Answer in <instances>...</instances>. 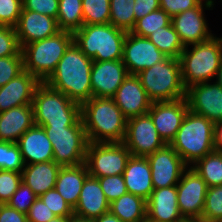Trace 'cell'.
<instances>
[{"mask_svg":"<svg viewBox=\"0 0 222 222\" xmlns=\"http://www.w3.org/2000/svg\"><path fill=\"white\" fill-rule=\"evenodd\" d=\"M59 0H22V9L50 16L57 20Z\"/></svg>","mask_w":222,"mask_h":222,"instance_id":"45","label":"cell"},{"mask_svg":"<svg viewBox=\"0 0 222 222\" xmlns=\"http://www.w3.org/2000/svg\"><path fill=\"white\" fill-rule=\"evenodd\" d=\"M44 204L56 215V217H71L72 207L65 201L60 193L54 188L39 196Z\"/></svg>","mask_w":222,"mask_h":222,"instance_id":"41","label":"cell"},{"mask_svg":"<svg viewBox=\"0 0 222 222\" xmlns=\"http://www.w3.org/2000/svg\"><path fill=\"white\" fill-rule=\"evenodd\" d=\"M160 9L164 10L171 18L181 12L196 7L198 0H159Z\"/></svg>","mask_w":222,"mask_h":222,"instance_id":"47","label":"cell"},{"mask_svg":"<svg viewBox=\"0 0 222 222\" xmlns=\"http://www.w3.org/2000/svg\"><path fill=\"white\" fill-rule=\"evenodd\" d=\"M24 167L18 144L0 141V170L22 172Z\"/></svg>","mask_w":222,"mask_h":222,"instance_id":"37","label":"cell"},{"mask_svg":"<svg viewBox=\"0 0 222 222\" xmlns=\"http://www.w3.org/2000/svg\"><path fill=\"white\" fill-rule=\"evenodd\" d=\"M201 222H222V185L208 187Z\"/></svg>","mask_w":222,"mask_h":222,"instance_id":"36","label":"cell"},{"mask_svg":"<svg viewBox=\"0 0 222 222\" xmlns=\"http://www.w3.org/2000/svg\"><path fill=\"white\" fill-rule=\"evenodd\" d=\"M122 175L128 193L140 196L146 201L150 198L154 187L147 157L131 155Z\"/></svg>","mask_w":222,"mask_h":222,"instance_id":"25","label":"cell"},{"mask_svg":"<svg viewBox=\"0 0 222 222\" xmlns=\"http://www.w3.org/2000/svg\"><path fill=\"white\" fill-rule=\"evenodd\" d=\"M22 182V172L0 170V204H7Z\"/></svg>","mask_w":222,"mask_h":222,"instance_id":"39","label":"cell"},{"mask_svg":"<svg viewBox=\"0 0 222 222\" xmlns=\"http://www.w3.org/2000/svg\"><path fill=\"white\" fill-rule=\"evenodd\" d=\"M61 167L54 161L25 165L22 170V182L29 186L39 197L48 190L55 188Z\"/></svg>","mask_w":222,"mask_h":222,"instance_id":"27","label":"cell"},{"mask_svg":"<svg viewBox=\"0 0 222 222\" xmlns=\"http://www.w3.org/2000/svg\"><path fill=\"white\" fill-rule=\"evenodd\" d=\"M177 187L178 208L182 217L188 221L201 222L208 186L192 169L187 167L181 175Z\"/></svg>","mask_w":222,"mask_h":222,"instance_id":"11","label":"cell"},{"mask_svg":"<svg viewBox=\"0 0 222 222\" xmlns=\"http://www.w3.org/2000/svg\"><path fill=\"white\" fill-rule=\"evenodd\" d=\"M83 25L110 23V0H82Z\"/></svg>","mask_w":222,"mask_h":222,"instance_id":"35","label":"cell"},{"mask_svg":"<svg viewBox=\"0 0 222 222\" xmlns=\"http://www.w3.org/2000/svg\"><path fill=\"white\" fill-rule=\"evenodd\" d=\"M213 9L209 5L199 3L196 7L172 17L171 23L184 47L205 42L215 35L210 30L205 16V10Z\"/></svg>","mask_w":222,"mask_h":222,"instance_id":"13","label":"cell"},{"mask_svg":"<svg viewBox=\"0 0 222 222\" xmlns=\"http://www.w3.org/2000/svg\"><path fill=\"white\" fill-rule=\"evenodd\" d=\"M109 211L122 222H145L147 201L140 196L126 193L110 203Z\"/></svg>","mask_w":222,"mask_h":222,"instance_id":"29","label":"cell"},{"mask_svg":"<svg viewBox=\"0 0 222 222\" xmlns=\"http://www.w3.org/2000/svg\"><path fill=\"white\" fill-rule=\"evenodd\" d=\"M28 222H48L56 215L47 207L46 204L37 197L30 209L26 213Z\"/></svg>","mask_w":222,"mask_h":222,"instance_id":"46","label":"cell"},{"mask_svg":"<svg viewBox=\"0 0 222 222\" xmlns=\"http://www.w3.org/2000/svg\"><path fill=\"white\" fill-rule=\"evenodd\" d=\"M160 8L159 0H135L134 13L136 21Z\"/></svg>","mask_w":222,"mask_h":222,"instance_id":"48","label":"cell"},{"mask_svg":"<svg viewBox=\"0 0 222 222\" xmlns=\"http://www.w3.org/2000/svg\"><path fill=\"white\" fill-rule=\"evenodd\" d=\"M191 167L208 187L222 185V152L214 150Z\"/></svg>","mask_w":222,"mask_h":222,"instance_id":"30","label":"cell"},{"mask_svg":"<svg viewBox=\"0 0 222 222\" xmlns=\"http://www.w3.org/2000/svg\"><path fill=\"white\" fill-rule=\"evenodd\" d=\"M112 98L127 119L147 114L153 103L139 77L131 74L124 79Z\"/></svg>","mask_w":222,"mask_h":222,"instance_id":"19","label":"cell"},{"mask_svg":"<svg viewBox=\"0 0 222 222\" xmlns=\"http://www.w3.org/2000/svg\"><path fill=\"white\" fill-rule=\"evenodd\" d=\"M188 109L214 124L222 121V88L213 80L186 89Z\"/></svg>","mask_w":222,"mask_h":222,"instance_id":"16","label":"cell"},{"mask_svg":"<svg viewBox=\"0 0 222 222\" xmlns=\"http://www.w3.org/2000/svg\"><path fill=\"white\" fill-rule=\"evenodd\" d=\"M188 110L186 98H181L174 101L153 102L147 113L153 120L160 138L165 144H170Z\"/></svg>","mask_w":222,"mask_h":222,"instance_id":"17","label":"cell"},{"mask_svg":"<svg viewBox=\"0 0 222 222\" xmlns=\"http://www.w3.org/2000/svg\"><path fill=\"white\" fill-rule=\"evenodd\" d=\"M147 160L151 168L154 189L177 185L188 167L169 144L148 155Z\"/></svg>","mask_w":222,"mask_h":222,"instance_id":"14","label":"cell"},{"mask_svg":"<svg viewBox=\"0 0 222 222\" xmlns=\"http://www.w3.org/2000/svg\"><path fill=\"white\" fill-rule=\"evenodd\" d=\"M38 196L27 186L21 182L17 191L12 195L7 205L20 212L27 213L31 205L34 203Z\"/></svg>","mask_w":222,"mask_h":222,"instance_id":"43","label":"cell"},{"mask_svg":"<svg viewBox=\"0 0 222 222\" xmlns=\"http://www.w3.org/2000/svg\"><path fill=\"white\" fill-rule=\"evenodd\" d=\"M22 10V0H0V25L15 27Z\"/></svg>","mask_w":222,"mask_h":222,"instance_id":"44","label":"cell"},{"mask_svg":"<svg viewBox=\"0 0 222 222\" xmlns=\"http://www.w3.org/2000/svg\"><path fill=\"white\" fill-rule=\"evenodd\" d=\"M185 47L179 61L185 89L215 80L222 61V36Z\"/></svg>","mask_w":222,"mask_h":222,"instance_id":"4","label":"cell"},{"mask_svg":"<svg viewBox=\"0 0 222 222\" xmlns=\"http://www.w3.org/2000/svg\"><path fill=\"white\" fill-rule=\"evenodd\" d=\"M59 30L74 33L83 26L82 0H59Z\"/></svg>","mask_w":222,"mask_h":222,"instance_id":"31","label":"cell"},{"mask_svg":"<svg viewBox=\"0 0 222 222\" xmlns=\"http://www.w3.org/2000/svg\"><path fill=\"white\" fill-rule=\"evenodd\" d=\"M130 157L122 142L88 143L85 164L94 178L122 175Z\"/></svg>","mask_w":222,"mask_h":222,"instance_id":"10","label":"cell"},{"mask_svg":"<svg viewBox=\"0 0 222 222\" xmlns=\"http://www.w3.org/2000/svg\"><path fill=\"white\" fill-rule=\"evenodd\" d=\"M127 76L122 60L93 61L90 75L92 97L112 98Z\"/></svg>","mask_w":222,"mask_h":222,"instance_id":"18","label":"cell"},{"mask_svg":"<svg viewBox=\"0 0 222 222\" xmlns=\"http://www.w3.org/2000/svg\"><path fill=\"white\" fill-rule=\"evenodd\" d=\"M214 149L222 152V121L215 123L214 126Z\"/></svg>","mask_w":222,"mask_h":222,"instance_id":"50","label":"cell"},{"mask_svg":"<svg viewBox=\"0 0 222 222\" xmlns=\"http://www.w3.org/2000/svg\"><path fill=\"white\" fill-rule=\"evenodd\" d=\"M135 0H110V24L131 32L136 24Z\"/></svg>","mask_w":222,"mask_h":222,"instance_id":"33","label":"cell"},{"mask_svg":"<svg viewBox=\"0 0 222 222\" xmlns=\"http://www.w3.org/2000/svg\"><path fill=\"white\" fill-rule=\"evenodd\" d=\"M92 63L93 60L88 58L73 42L45 83L82 105L92 98L90 81Z\"/></svg>","mask_w":222,"mask_h":222,"instance_id":"1","label":"cell"},{"mask_svg":"<svg viewBox=\"0 0 222 222\" xmlns=\"http://www.w3.org/2000/svg\"><path fill=\"white\" fill-rule=\"evenodd\" d=\"M215 78L216 83L222 88V61Z\"/></svg>","mask_w":222,"mask_h":222,"instance_id":"53","label":"cell"},{"mask_svg":"<svg viewBox=\"0 0 222 222\" xmlns=\"http://www.w3.org/2000/svg\"><path fill=\"white\" fill-rule=\"evenodd\" d=\"M198 1H199L200 3L209 5V6H211V7L214 8V5H215L214 1H215V0H198Z\"/></svg>","mask_w":222,"mask_h":222,"instance_id":"55","label":"cell"},{"mask_svg":"<svg viewBox=\"0 0 222 222\" xmlns=\"http://www.w3.org/2000/svg\"><path fill=\"white\" fill-rule=\"evenodd\" d=\"M126 35L110 23L83 25L73 33V42L93 61L122 60Z\"/></svg>","mask_w":222,"mask_h":222,"instance_id":"6","label":"cell"},{"mask_svg":"<svg viewBox=\"0 0 222 222\" xmlns=\"http://www.w3.org/2000/svg\"><path fill=\"white\" fill-rule=\"evenodd\" d=\"M0 222H28L26 213L20 212L7 204H0Z\"/></svg>","mask_w":222,"mask_h":222,"instance_id":"49","label":"cell"},{"mask_svg":"<svg viewBox=\"0 0 222 222\" xmlns=\"http://www.w3.org/2000/svg\"><path fill=\"white\" fill-rule=\"evenodd\" d=\"M35 125L41 127L74 126L81 119V105L65 94L41 82L33 96Z\"/></svg>","mask_w":222,"mask_h":222,"instance_id":"5","label":"cell"},{"mask_svg":"<svg viewBox=\"0 0 222 222\" xmlns=\"http://www.w3.org/2000/svg\"><path fill=\"white\" fill-rule=\"evenodd\" d=\"M95 222H122L117 216L110 211L94 219Z\"/></svg>","mask_w":222,"mask_h":222,"instance_id":"51","label":"cell"},{"mask_svg":"<svg viewBox=\"0 0 222 222\" xmlns=\"http://www.w3.org/2000/svg\"><path fill=\"white\" fill-rule=\"evenodd\" d=\"M147 220L153 222H187L178 208L176 185L152 191L147 200Z\"/></svg>","mask_w":222,"mask_h":222,"instance_id":"22","label":"cell"},{"mask_svg":"<svg viewBox=\"0 0 222 222\" xmlns=\"http://www.w3.org/2000/svg\"><path fill=\"white\" fill-rule=\"evenodd\" d=\"M89 176L85 163L78 166L61 167L56 179L55 189L74 209L85 179Z\"/></svg>","mask_w":222,"mask_h":222,"instance_id":"28","label":"cell"},{"mask_svg":"<svg viewBox=\"0 0 222 222\" xmlns=\"http://www.w3.org/2000/svg\"><path fill=\"white\" fill-rule=\"evenodd\" d=\"M172 18L162 9L155 10L136 21L131 33L148 38L152 32H156L171 24Z\"/></svg>","mask_w":222,"mask_h":222,"instance_id":"34","label":"cell"},{"mask_svg":"<svg viewBox=\"0 0 222 222\" xmlns=\"http://www.w3.org/2000/svg\"><path fill=\"white\" fill-rule=\"evenodd\" d=\"M88 143L123 142L127 118L113 98L92 97L81 105Z\"/></svg>","mask_w":222,"mask_h":222,"instance_id":"2","label":"cell"},{"mask_svg":"<svg viewBox=\"0 0 222 222\" xmlns=\"http://www.w3.org/2000/svg\"><path fill=\"white\" fill-rule=\"evenodd\" d=\"M69 222H95V221L94 219L82 218L73 214L71 217H69Z\"/></svg>","mask_w":222,"mask_h":222,"instance_id":"52","label":"cell"},{"mask_svg":"<svg viewBox=\"0 0 222 222\" xmlns=\"http://www.w3.org/2000/svg\"><path fill=\"white\" fill-rule=\"evenodd\" d=\"M24 70L22 51L15 56L0 58V87L7 84Z\"/></svg>","mask_w":222,"mask_h":222,"instance_id":"38","label":"cell"},{"mask_svg":"<svg viewBox=\"0 0 222 222\" xmlns=\"http://www.w3.org/2000/svg\"><path fill=\"white\" fill-rule=\"evenodd\" d=\"M21 50L15 27L0 25V58L18 55Z\"/></svg>","mask_w":222,"mask_h":222,"instance_id":"40","label":"cell"},{"mask_svg":"<svg viewBox=\"0 0 222 222\" xmlns=\"http://www.w3.org/2000/svg\"><path fill=\"white\" fill-rule=\"evenodd\" d=\"M15 30L21 49L60 31L55 18L25 9L21 10Z\"/></svg>","mask_w":222,"mask_h":222,"instance_id":"20","label":"cell"},{"mask_svg":"<svg viewBox=\"0 0 222 222\" xmlns=\"http://www.w3.org/2000/svg\"><path fill=\"white\" fill-rule=\"evenodd\" d=\"M110 203L101 189L99 180L90 175L85 179L74 215L95 219L109 212Z\"/></svg>","mask_w":222,"mask_h":222,"instance_id":"24","label":"cell"},{"mask_svg":"<svg viewBox=\"0 0 222 222\" xmlns=\"http://www.w3.org/2000/svg\"><path fill=\"white\" fill-rule=\"evenodd\" d=\"M148 39L167 57L179 59L185 49L172 23L152 32Z\"/></svg>","mask_w":222,"mask_h":222,"instance_id":"32","label":"cell"},{"mask_svg":"<svg viewBox=\"0 0 222 222\" xmlns=\"http://www.w3.org/2000/svg\"><path fill=\"white\" fill-rule=\"evenodd\" d=\"M152 102L185 98L179 59L166 57L163 61L137 74Z\"/></svg>","mask_w":222,"mask_h":222,"instance_id":"8","label":"cell"},{"mask_svg":"<svg viewBox=\"0 0 222 222\" xmlns=\"http://www.w3.org/2000/svg\"><path fill=\"white\" fill-rule=\"evenodd\" d=\"M48 222H69V217H55Z\"/></svg>","mask_w":222,"mask_h":222,"instance_id":"54","label":"cell"},{"mask_svg":"<svg viewBox=\"0 0 222 222\" xmlns=\"http://www.w3.org/2000/svg\"><path fill=\"white\" fill-rule=\"evenodd\" d=\"M122 143L132 156L142 157L153 154L165 145L148 113L127 119L126 133Z\"/></svg>","mask_w":222,"mask_h":222,"instance_id":"12","label":"cell"},{"mask_svg":"<svg viewBox=\"0 0 222 222\" xmlns=\"http://www.w3.org/2000/svg\"><path fill=\"white\" fill-rule=\"evenodd\" d=\"M43 128L52 143L56 164L66 167L85 163L88 141L82 119L74 126Z\"/></svg>","mask_w":222,"mask_h":222,"instance_id":"9","label":"cell"},{"mask_svg":"<svg viewBox=\"0 0 222 222\" xmlns=\"http://www.w3.org/2000/svg\"><path fill=\"white\" fill-rule=\"evenodd\" d=\"M166 57L148 38L127 32L122 61L128 74L137 75L163 61Z\"/></svg>","mask_w":222,"mask_h":222,"instance_id":"15","label":"cell"},{"mask_svg":"<svg viewBox=\"0 0 222 222\" xmlns=\"http://www.w3.org/2000/svg\"><path fill=\"white\" fill-rule=\"evenodd\" d=\"M40 83L35 76L23 70L0 87V113L19 106L32 105L34 92Z\"/></svg>","mask_w":222,"mask_h":222,"instance_id":"21","label":"cell"},{"mask_svg":"<svg viewBox=\"0 0 222 222\" xmlns=\"http://www.w3.org/2000/svg\"><path fill=\"white\" fill-rule=\"evenodd\" d=\"M109 203L128 193L123 175L97 178Z\"/></svg>","mask_w":222,"mask_h":222,"instance_id":"42","label":"cell"},{"mask_svg":"<svg viewBox=\"0 0 222 222\" xmlns=\"http://www.w3.org/2000/svg\"><path fill=\"white\" fill-rule=\"evenodd\" d=\"M215 124L206 117L188 110L170 146L183 162L191 167L196 161L214 151Z\"/></svg>","mask_w":222,"mask_h":222,"instance_id":"3","label":"cell"},{"mask_svg":"<svg viewBox=\"0 0 222 222\" xmlns=\"http://www.w3.org/2000/svg\"><path fill=\"white\" fill-rule=\"evenodd\" d=\"M72 43L73 33L60 30L53 36L26 44L21 50L24 70L45 82Z\"/></svg>","mask_w":222,"mask_h":222,"instance_id":"7","label":"cell"},{"mask_svg":"<svg viewBox=\"0 0 222 222\" xmlns=\"http://www.w3.org/2000/svg\"><path fill=\"white\" fill-rule=\"evenodd\" d=\"M25 165L53 161V147L43 127L34 125L17 142Z\"/></svg>","mask_w":222,"mask_h":222,"instance_id":"23","label":"cell"},{"mask_svg":"<svg viewBox=\"0 0 222 222\" xmlns=\"http://www.w3.org/2000/svg\"><path fill=\"white\" fill-rule=\"evenodd\" d=\"M35 125L32 105L11 108L0 113V141L17 143L22 134Z\"/></svg>","mask_w":222,"mask_h":222,"instance_id":"26","label":"cell"}]
</instances>
